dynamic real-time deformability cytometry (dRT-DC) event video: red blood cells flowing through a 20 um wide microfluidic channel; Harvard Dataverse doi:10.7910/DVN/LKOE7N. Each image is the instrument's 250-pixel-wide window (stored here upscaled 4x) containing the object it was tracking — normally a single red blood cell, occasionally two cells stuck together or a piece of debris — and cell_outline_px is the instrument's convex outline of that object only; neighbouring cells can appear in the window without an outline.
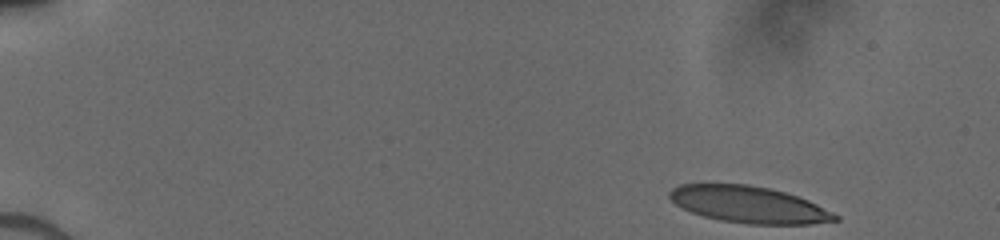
{"species": "human", "species_latin": "Homo sapiens", "temperature_condition": "cold", "stored_images_in_passage": 46, "camera_frame_rate_fps": 3000, "um_per_image_px": 0.085, "donor": {"sex": "male"}, "frame": {"image": 1, "passage_image": 1, "time_ms": 0.0, "image_size_px": [1000, 240], "cell_outline_px": [[840, 220], [812, 224], [748, 224], [720, 220], [704, 216], [692, 212], [676, 204], [668, 196], [668, 192], [672, 188], [680, 184], [748, 184], [768, 188], [784, 192], [808, 200], [840, 216]], "centroid_in_image_um": [63.65, 17.39], "position_along_channel_um": 21.3, "area_um2": 35.2}}
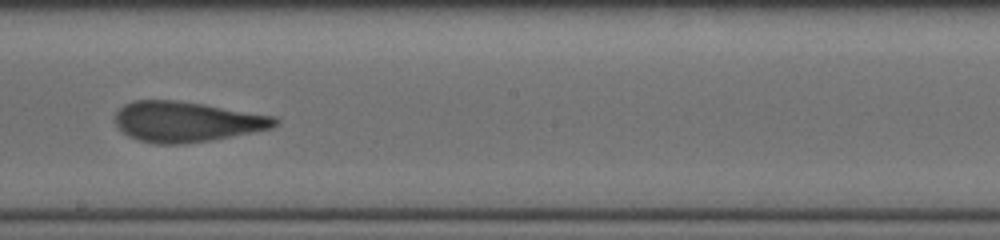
{"frame": {"image": 2, "passage_image": 26, "time_ms": 8.333, "image_size_px": [1000, 240], "cell_outline_px": [[280, 124], [272, 128], [212, 140], [184, 144], [156, 144], [140, 140], [128, 136], [112, 120], [116, 112], [124, 104], [132, 100], [176, 100], [204, 104], [276, 116], [280, 120]], "centroid_in_image_um": [15.87, 10.34], "position_along_channel_um": 232.3, "area_um2": 37.86}}
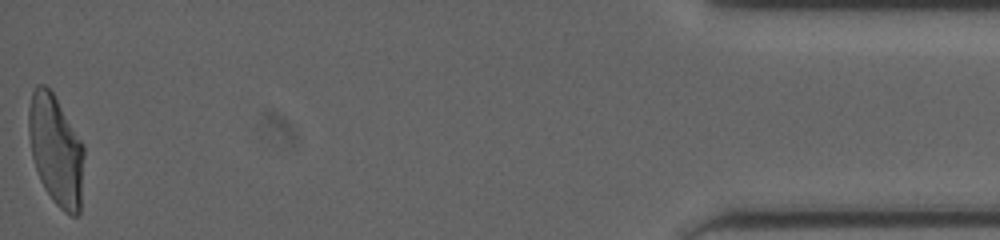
{"frame": {"image": 3, "passage_image": 46, "time_ms": 15.0, "image_size_px": [1000, 240], "cell_outline_px": [[84, 152], [80, 212], [76, 216], [72, 216], [64, 212], [52, 200], [44, 188], [40, 180], [32, 156], [28, 132], [28, 108], [32, 92], [36, 84], [44, 84], [52, 92], [84, 144]], "centroid_in_image_um": [4.75, 12.77], "position_along_channel_um": 430.5, "area_um2": 35.66}}